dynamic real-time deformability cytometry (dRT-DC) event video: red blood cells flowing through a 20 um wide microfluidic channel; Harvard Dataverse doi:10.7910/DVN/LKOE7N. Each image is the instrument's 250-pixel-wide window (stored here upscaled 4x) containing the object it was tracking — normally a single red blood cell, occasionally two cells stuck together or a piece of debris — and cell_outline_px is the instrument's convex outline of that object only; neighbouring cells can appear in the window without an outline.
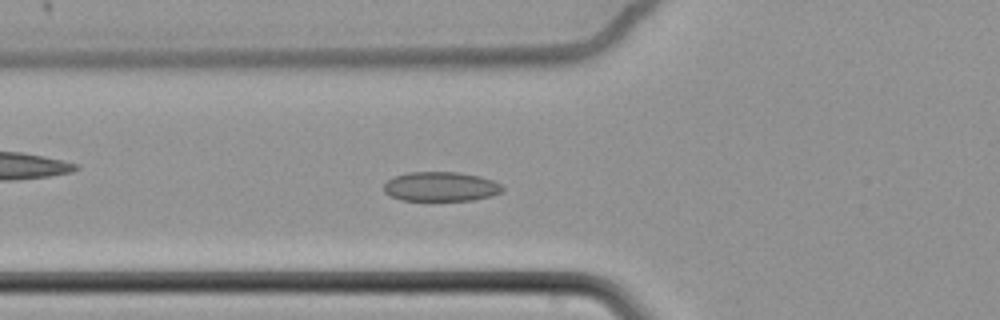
{"species": "common noctule bat (a hibernating species)", "species_latin": "Nyctalus noctula", "temperature_condition": "cold", "stored_images_in_passage": 67, "camera_frame_rate_fps": 3000, "um_per_image_px": 0.085, "animal": {"sex": "female", "body_mass_g": 22.7, "forearm_length_mm": 54.2}, "frame": {"image": 1, "passage_image": 28, "time_ms": 9.0, "image_size_px": [1000, 320], "cell_outline_px": [[504, 192], [492, 196], [472, 200], [400, 200], [384, 192], [384, 184], [388, 180], [396, 176], [408, 172], [456, 172], [480, 176], [492, 180], [500, 184], [504, 188]], "centroid_in_image_um": [37.5, 15.86], "position_along_channel_um": 88.3, "area_um2": 20.35}}
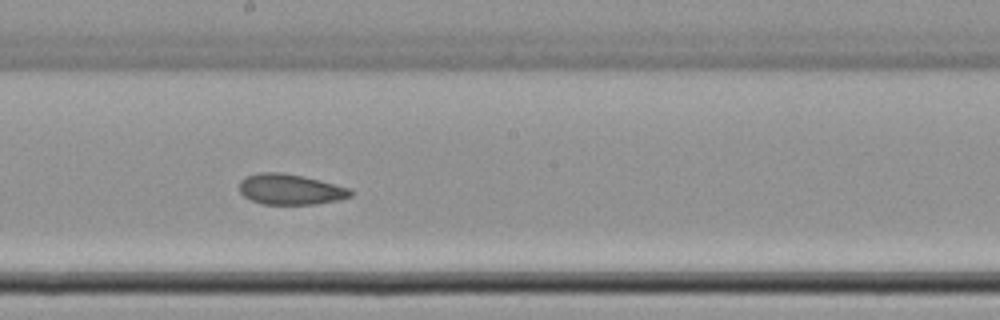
{"frame": {"image": 2, "passage_image": 40, "time_ms": 13.0, "image_size_px": [1000, 320], "cell_outline_px": [[352, 196], [336, 200], [316, 204], [264, 204], [252, 200], [244, 196], [240, 192], [240, 180], [244, 176], [256, 172], [284, 172], [304, 176], [320, 180], [348, 188], [352, 192]], "centroid_in_image_um": [24.63, 16.07], "position_along_channel_um": 223.6, "area_um2": 19.83}}
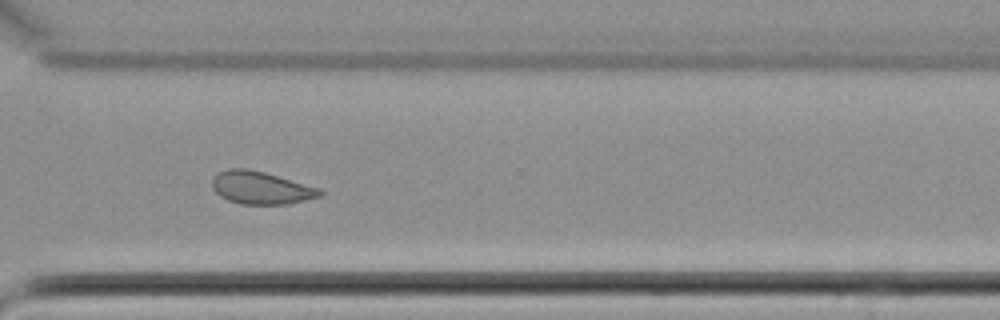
{"frame": {"image": 3, "passage_image": 51, "time_ms": 16.667, "image_size_px": [1000, 320], "cell_outline_px": [[324, 192], [320, 196], [288, 204], [240, 204], [228, 200], [220, 196], [212, 188], [212, 176], [228, 168], [248, 168], [264, 172], [320, 188]], "centroid_in_image_um": [22.15, 15.96], "position_along_channel_um": 348.4, "area_um2": 20.52}, "authors_computed_cell_mechanics": {"area_um2": 21.675, "velocity_mm_per_s": 3.3858, "shape_relaxation_time_tau1_ms": null, "shape_relaxation_time_tau2_ms": 3.6872, "deformation_change_tau1": null, "deformation_change_tau2": 0.0772}}